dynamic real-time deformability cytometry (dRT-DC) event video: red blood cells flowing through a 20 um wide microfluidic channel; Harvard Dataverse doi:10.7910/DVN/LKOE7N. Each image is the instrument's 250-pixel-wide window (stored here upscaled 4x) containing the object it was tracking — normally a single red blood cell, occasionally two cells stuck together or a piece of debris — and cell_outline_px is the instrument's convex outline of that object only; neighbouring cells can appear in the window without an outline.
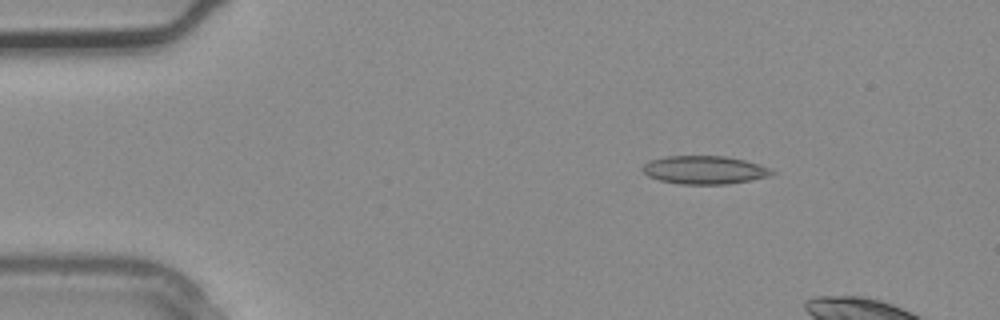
{"species": "common noctule bat (a hibernating species)", "species_latin": "Nyctalus noctula", "temperature_condition": "warm", "stored_images_in_passage": 3, "camera_frame_rate_fps": 3000, "um_per_image_px": 0.085, "animal": {"sex": "male", "body_mass_g": 20.4}, "frame": {"image": 1, "passage_image": 1, "time_ms": 0.0, "image_size_px": [1000, 320], "cell_outline_px": [[776, 172], [768, 176], [752, 180], [728, 184], [680, 184], [660, 180], [648, 176], [644, 172], [644, 164], [648, 160], [664, 156], [724, 156], [744, 160], [772, 168]], "centroid_in_image_um": [59.9, 14.44], "position_along_channel_um": 25.1, "area_um2": 21.27}}